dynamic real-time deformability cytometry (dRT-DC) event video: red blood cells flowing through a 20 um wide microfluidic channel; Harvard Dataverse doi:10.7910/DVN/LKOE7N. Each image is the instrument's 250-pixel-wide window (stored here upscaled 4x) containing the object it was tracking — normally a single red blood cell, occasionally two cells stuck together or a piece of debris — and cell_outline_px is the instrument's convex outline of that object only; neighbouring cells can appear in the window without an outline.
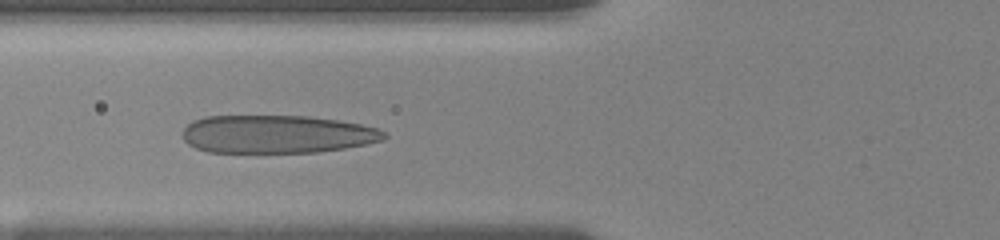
{"species": "human", "species_latin": "Homo sapiens", "temperature_condition": "room temperature", "stored_images_in_passage": 33, "camera_frame_rate_fps": 3000, "um_per_image_px": 0.085, "donor": {"sex": "female"}, "frame": {"image": 1, "passage_image": 11, "time_ms": 2.667, "image_size_px": [1000, 240], "cell_outline_px": [[388, 136], [384, 140], [344, 148], [316, 152], [208, 152], [196, 148], [188, 144], [180, 136], [184, 128], [192, 120], [204, 116], [308, 116], [336, 120], [360, 124], [376, 128], [384, 132]], "centroid_in_image_um": [23.48, 11.4], "position_along_channel_um": 102.3, "area_um2": 44.74}}
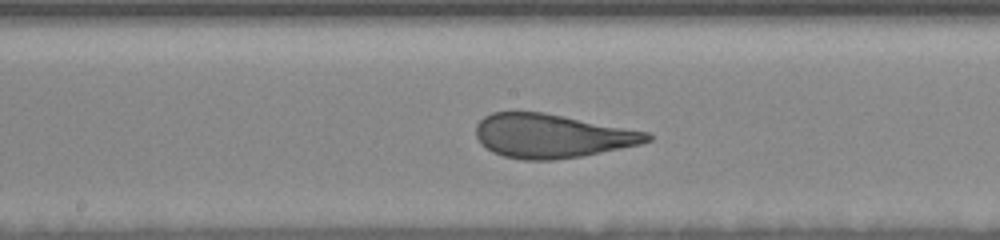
{"frame": {"image": 2, "passage_image": 20, "time_ms": 5.333, "image_size_px": [1000, 240], "cell_outline_px": [[652, 140], [640, 144], [580, 156], [552, 160], [524, 160], [504, 156], [492, 152], [480, 144], [476, 136], [476, 124], [484, 116], [492, 112], [544, 112], [648, 132], [652, 136]], "centroid_in_image_um": [46.86, 11.55], "position_along_channel_um": 201.3, "area_um2": 43.58}}
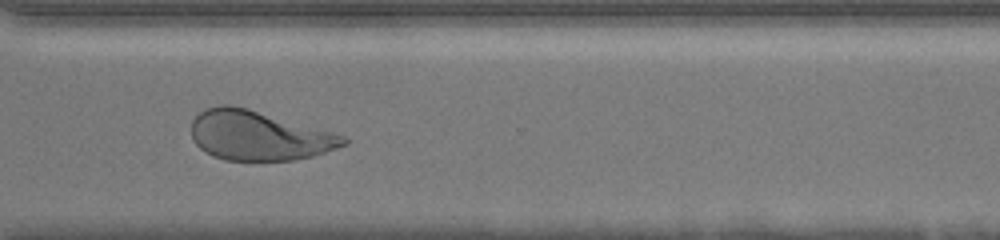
{"frame": {"image": 3, "passage_image": 32, "time_ms": 9.333, "image_size_px": [1000, 240], "cell_outline_px": [[348, 144], [312, 156], [292, 160], [224, 160], [212, 156], [204, 152], [192, 140], [192, 120], [204, 108], [220, 104], [232, 104], [248, 108], [348, 136]], "centroid_in_image_um": [21.98, 11.51], "position_along_channel_um": 348.6, "area_um2": 44.16}}